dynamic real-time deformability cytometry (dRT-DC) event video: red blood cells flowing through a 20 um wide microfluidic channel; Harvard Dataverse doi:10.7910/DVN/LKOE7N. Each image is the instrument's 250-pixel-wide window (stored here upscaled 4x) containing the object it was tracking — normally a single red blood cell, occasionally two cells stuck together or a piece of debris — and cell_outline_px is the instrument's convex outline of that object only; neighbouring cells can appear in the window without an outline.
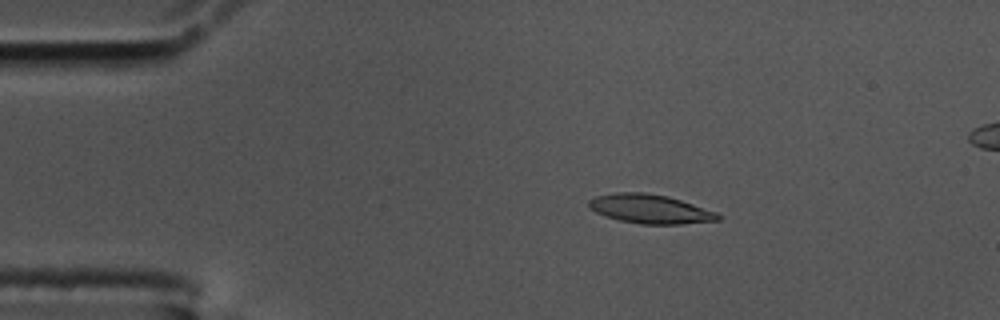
{"species": "common noctule bat (a hibernating species)", "species_latin": "Nyctalus noctula", "temperature_condition": "cold", "stored_images_in_passage": 49, "camera_frame_rate_fps": 3000, "um_per_image_px": 0.085, "animal": {"sex": "male", "body_mass_g": 17.5, "forearm_length_mm": 52.3}, "frame": {"image": 1, "passage_image": 1, "time_ms": 0.0, "image_size_px": [1000, 320], "cell_outline_px": [[724, 216], [720, 220], [680, 224], [640, 224], [620, 220], [604, 216], [588, 208], [588, 200], [596, 196], [616, 192], [644, 192], [668, 196], [716, 212]], "centroid_in_image_um": [55.24, 17.76], "position_along_channel_um": 29.8, "area_um2": 21.91}}
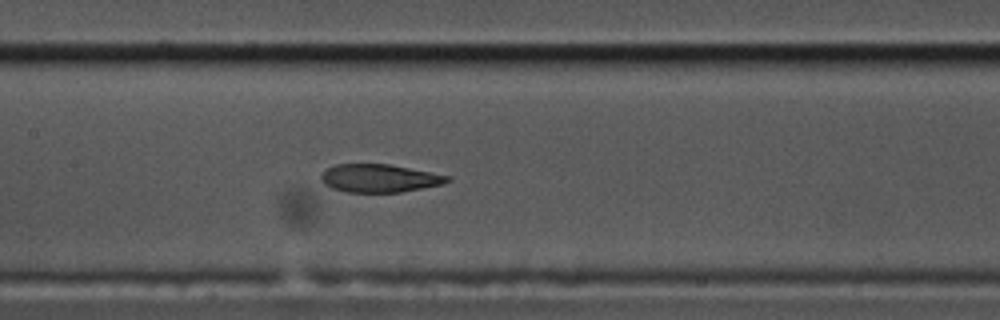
{"frame": {"image": 2, "passage_image": 18, "time_ms": 5.667, "image_size_px": [1000, 320], "cell_outline_px": [[452, 180], [440, 184], [400, 192], [348, 192], [332, 188], [324, 184], [320, 180], [320, 176], [328, 168], [336, 164], [388, 164], [452, 176]], "centroid_in_image_um": [32.24, 15.14], "position_along_channel_um": 175.2, "area_um2": 20.46}}
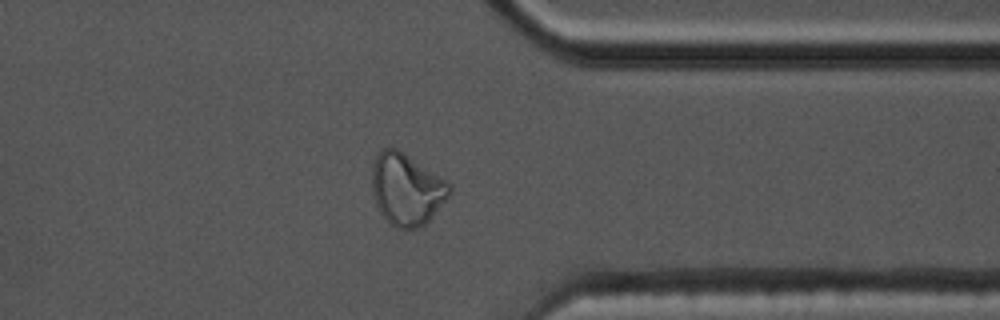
{"frame": {"image": 3, "passage_image": 36, "time_ms": 11.667, "image_size_px": [1000, 320], "cell_outline_px": [[452, 192], [432, 216], [420, 228], [396, 228], [380, 212], [372, 196], [372, 164], [376, 156], [384, 148], [396, 148], [452, 184]], "centroid_in_image_um": [34.55, 16.09], "position_along_channel_um": 376.8, "area_um2": 32.08}}